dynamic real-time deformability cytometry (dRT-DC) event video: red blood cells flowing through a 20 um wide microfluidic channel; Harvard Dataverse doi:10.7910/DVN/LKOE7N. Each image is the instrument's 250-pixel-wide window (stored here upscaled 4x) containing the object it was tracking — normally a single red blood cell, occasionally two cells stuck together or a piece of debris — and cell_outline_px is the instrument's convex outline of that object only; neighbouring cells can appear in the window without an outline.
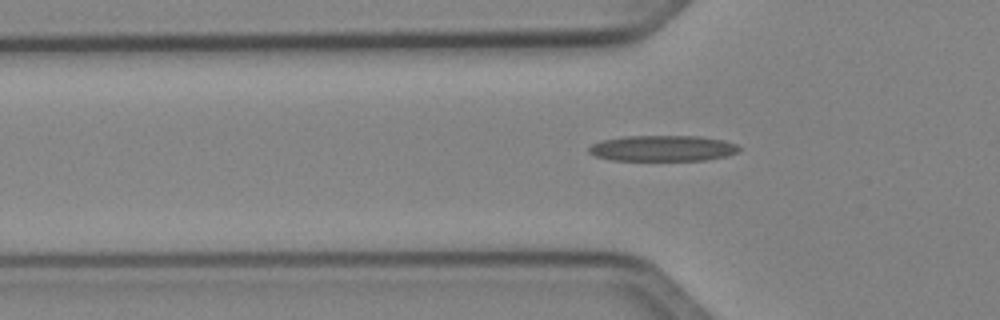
{"species": "Egyptian fruit bat (a non-hibernating species)", "species_latin": "Rousettus aegyptiacus", "temperature_condition": "cold", "stored_images_in_passage": 29, "camera_frame_rate_fps": 3000, "um_per_image_px": 0.085, "animal": {"sex": "female"}, "frame": {"image": 1, "passage_image": 5, "time_ms": 1.333, "image_size_px": [1000, 320], "cell_outline_px": [[740, 152], [728, 156], [704, 160], [612, 160], [596, 156], [588, 152], [588, 148], [592, 144], [600, 140], [624, 136], [700, 136], [724, 140], [736, 144], [740, 148]], "centroid_in_image_um": [56.34, 12.6], "position_along_channel_um": 69.5, "area_um2": 22.77}}
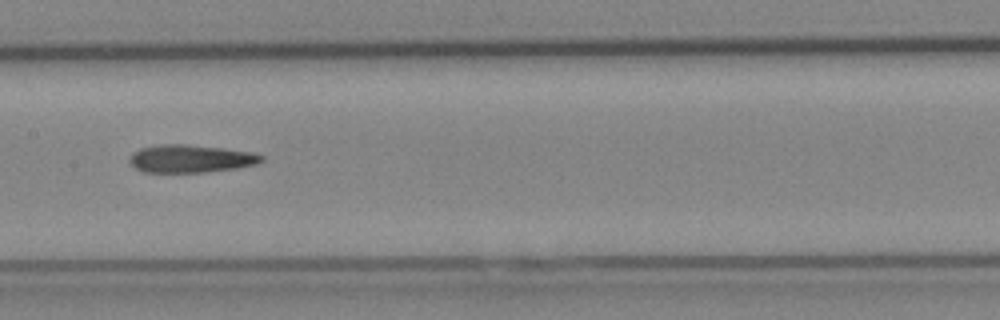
{"frame": {"image": 2, "passage_image": 14, "time_ms": 4.333, "image_size_px": [1000, 320], "cell_outline_px": [[264, 160], [256, 164], [236, 168], [204, 172], [144, 172], [136, 168], [128, 160], [128, 156], [132, 152], [140, 148], [160, 144], [188, 144], [224, 148], [252, 152], [264, 156]], "centroid_in_image_um": [16.19, 13.47], "position_along_channel_um": 191.2, "area_um2": 21.5}}
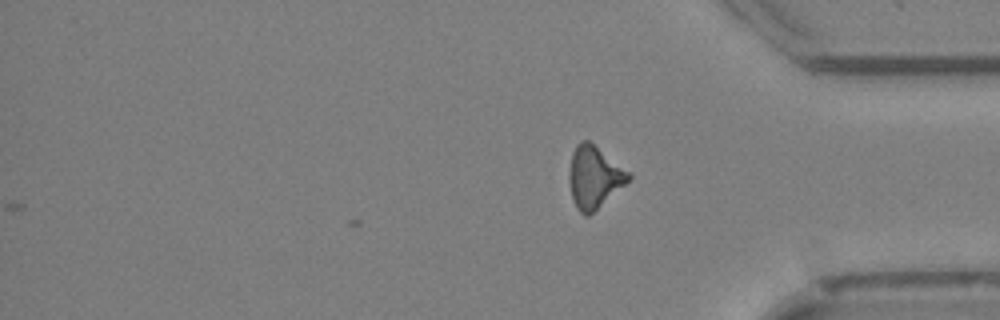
{"frame": {"image": 3, "passage_image": 29, "time_ms": 9.333, "image_size_px": [1000, 320], "cell_outline_px": [[632, 180], [588, 216], [584, 216], [576, 208], [572, 196], [568, 180], [568, 172], [572, 152], [576, 144], [580, 140], [588, 140], [632, 172]], "centroid_in_image_um": [50.53, 15.04], "position_along_channel_um": 384.7, "area_um2": 21.96}}